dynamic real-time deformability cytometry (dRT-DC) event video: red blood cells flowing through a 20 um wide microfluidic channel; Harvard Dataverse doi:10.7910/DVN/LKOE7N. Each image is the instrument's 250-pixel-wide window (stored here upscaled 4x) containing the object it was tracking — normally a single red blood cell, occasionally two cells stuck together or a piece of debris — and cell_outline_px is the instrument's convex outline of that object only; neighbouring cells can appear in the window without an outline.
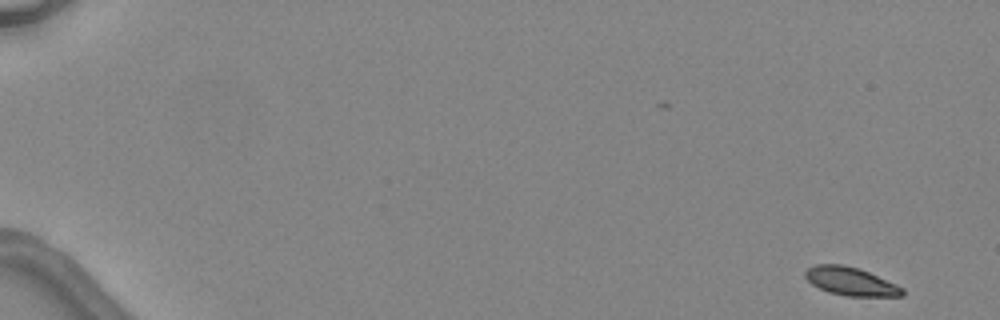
{"species": "common noctule bat (a hibernating species)", "species_latin": "Nyctalus noctula", "temperature_condition": "warm", "stored_images_in_passage": 5, "camera_frame_rate_fps": 3000, "um_per_image_px": 0.085, "animal": {"sex": "female", "body_mass_g": 24.6, "forearm_length_mm": 56.2}, "frame": {"image": 1, "passage_image": 1, "time_ms": 0.0, "image_size_px": [1000, 320], "cell_outline_px": [[904, 296], [848, 296], [828, 292], [812, 284], [804, 276], [804, 272], [808, 268], [816, 264], [840, 264], [856, 268], [868, 272], [896, 284], [904, 288]], "centroid_in_image_um": [72.31, 23.92], "position_along_channel_um": 12.7, "area_um2": 15.84}}
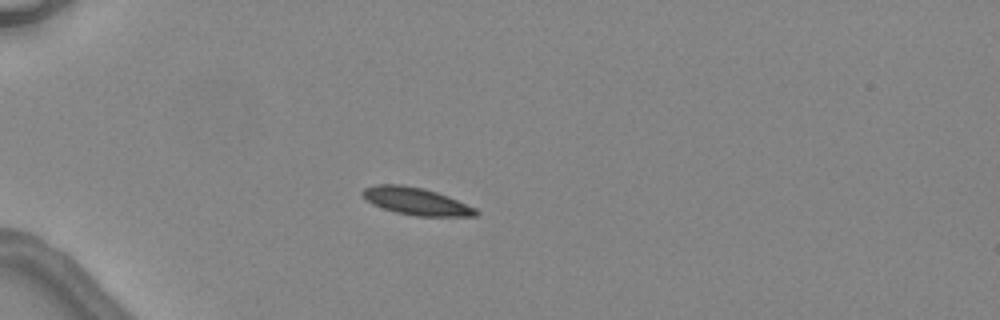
{"frame": {"image": 2, "passage_image": 4, "time_ms": 4.333, "image_size_px": [1000, 320], "cell_outline_px": [[480, 212], [476, 216], [416, 216], [396, 212], [372, 204], [364, 200], [360, 192], [364, 188], [376, 184], [400, 184], [424, 188], [448, 196], [476, 208]], "centroid_in_image_um": [35.34, 17.1], "position_along_channel_um": 49.7, "area_um2": 18.15}}